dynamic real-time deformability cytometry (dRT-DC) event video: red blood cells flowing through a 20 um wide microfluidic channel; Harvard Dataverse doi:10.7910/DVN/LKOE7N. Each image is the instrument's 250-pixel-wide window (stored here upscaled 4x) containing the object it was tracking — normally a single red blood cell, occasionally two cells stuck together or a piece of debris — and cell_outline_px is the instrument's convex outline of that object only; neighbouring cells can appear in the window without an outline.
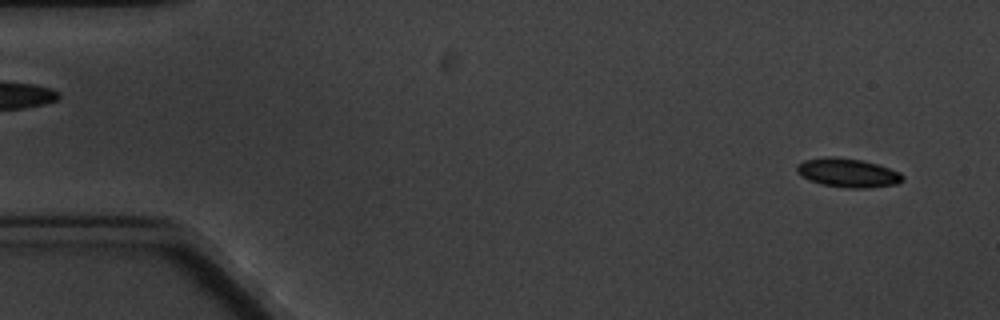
{"species": "common noctule bat (a hibernating species)", "species_latin": "Nyctalus noctula", "temperature_condition": "cold", "stored_images_in_passage": 4, "camera_frame_rate_fps": 3000, "um_per_image_px": 0.085, "animal": {"sex": "male", "body_mass_g": 20.1, "forearm_length_mm": 53.5}, "frame": {"image": 1, "passage_image": 1, "time_ms": 0.0, "image_size_px": [1000, 320], "cell_outline_px": [[904, 180], [896, 184], [868, 188], [848, 188], [820, 184], [808, 180], [800, 176], [796, 172], [796, 164], [804, 160], [828, 156], [836, 156], [864, 160], [900, 172], [904, 176]], "centroid_in_image_um": [72.02, 14.68], "position_along_channel_um": 13.0, "area_um2": 18.09}}
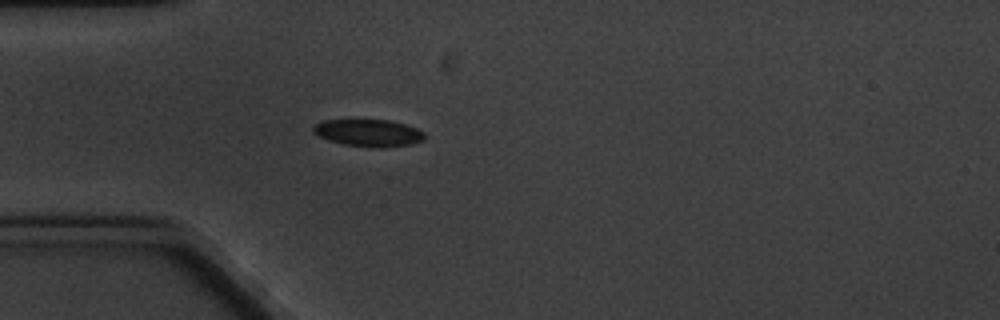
{"frame": {"image": 2, "passage_image": 4, "time_ms": 4.333, "image_size_px": [1000, 320], "cell_outline_px": [[424, 140], [412, 144], [380, 148], [344, 144], [328, 140], [316, 136], [312, 132], [312, 128], [316, 124], [324, 120], [392, 120], [416, 128], [424, 132]], "centroid_in_image_um": [31.31, 11.29], "position_along_channel_um": 53.7, "area_um2": 17.63}}